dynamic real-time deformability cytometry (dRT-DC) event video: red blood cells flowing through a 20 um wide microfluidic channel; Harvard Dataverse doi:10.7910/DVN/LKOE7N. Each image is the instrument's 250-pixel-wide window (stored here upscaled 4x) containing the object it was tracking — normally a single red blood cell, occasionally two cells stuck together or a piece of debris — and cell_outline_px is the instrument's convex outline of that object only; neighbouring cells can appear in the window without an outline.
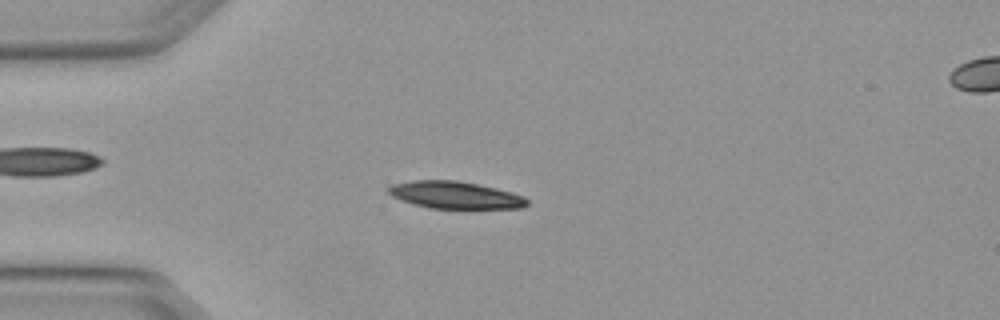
{"species": "Egyptian fruit bat (a non-hibernating species)", "species_latin": "Rousettus aegyptiacus", "temperature_condition": "warm", "stored_images_in_passage": 4, "camera_frame_rate_fps": 3000, "um_per_image_px": 0.085, "animal": {"sex": "female"}, "frame": {"image": 1, "passage_image": 3, "time_ms": 0.667, "image_size_px": [1000, 320], "cell_outline_px": [[528, 204], [524, 208], [428, 208], [412, 204], [392, 196], [388, 192], [388, 188], [392, 184], [412, 180], [456, 180], [496, 188], [512, 192], [524, 196], [528, 200]], "centroid_in_image_um": [38.69, 16.58], "position_along_channel_um": 46.3, "area_um2": 21.96}}